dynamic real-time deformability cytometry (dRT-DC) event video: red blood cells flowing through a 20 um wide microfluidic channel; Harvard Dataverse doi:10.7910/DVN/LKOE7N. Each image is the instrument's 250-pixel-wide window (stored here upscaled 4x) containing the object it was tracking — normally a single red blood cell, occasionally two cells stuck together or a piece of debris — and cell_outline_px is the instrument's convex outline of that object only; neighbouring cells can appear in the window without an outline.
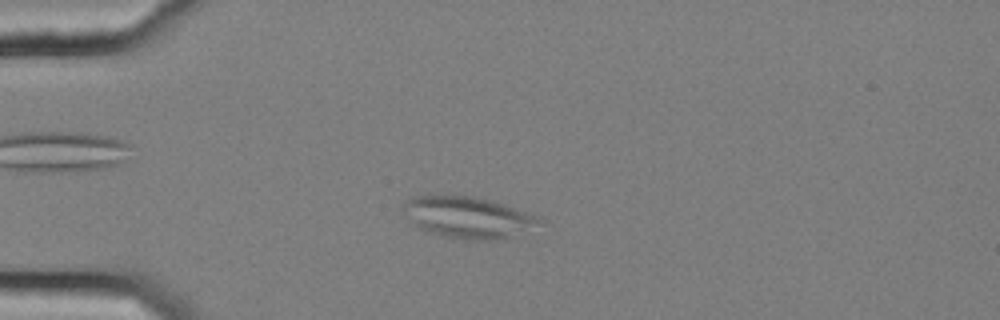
{"species": "common noctule bat (a hibernating species)", "species_latin": "Nyctalus noctula", "temperature_condition": "cold", "stored_images_in_passage": 46, "camera_frame_rate_fps": 3000, "um_per_image_px": 0.085, "animal": {"sex": "female", "body_mass_g": 25.1}, "frame": {"image": 1, "passage_image": 5, "time_ms": 1.333, "image_size_px": [1000, 320], "cell_outline_px": [[552, 224], [508, 236], [488, 240], [464, 240], [440, 236], [428, 232], [420, 228], [400, 212], [400, 204], [412, 196], [472, 196], [492, 200], [540, 216], [548, 220]], "centroid_in_image_um": [39.84, 18.48], "position_along_channel_um": 45.2, "area_um2": 33.7}}
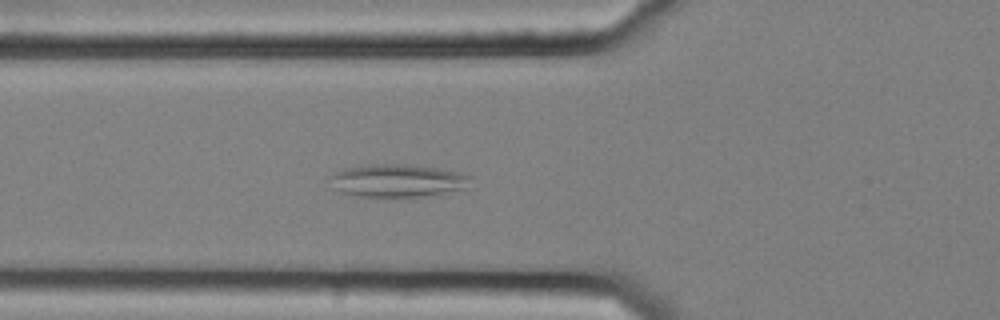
{"frame": {"image": 2, "passage_image": 11, "time_ms": 3.333, "image_size_px": [1000, 320], "cell_outline_px": [[472, 176], [464, 188], [400, 200], [384, 200], [348, 196], [336, 188], [328, 176], [336, 172], [348, 168], [368, 164], [404, 164], [436, 168], [456, 172]], "centroid_in_image_um": [33.69, 15.41], "position_along_channel_um": 92.1, "area_um2": 27.51}}
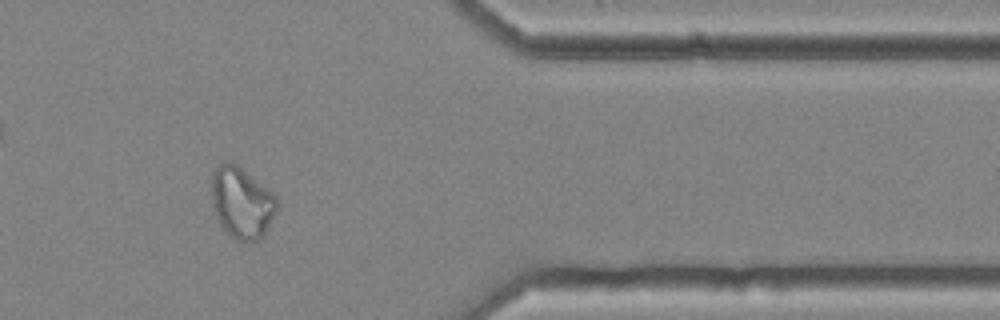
{"frame": {"image": 3, "passage_image": 37, "time_ms": 12.0, "image_size_px": [1000, 320], "cell_outline_px": [[276, 212], [264, 236], [256, 240], [244, 244], [228, 236], [220, 224], [212, 204], [212, 172], [224, 160], [232, 160], [272, 192], [276, 196]], "centroid_in_image_um": [20.54, 17.24], "position_along_channel_um": 390.9, "area_um2": 27.46}}